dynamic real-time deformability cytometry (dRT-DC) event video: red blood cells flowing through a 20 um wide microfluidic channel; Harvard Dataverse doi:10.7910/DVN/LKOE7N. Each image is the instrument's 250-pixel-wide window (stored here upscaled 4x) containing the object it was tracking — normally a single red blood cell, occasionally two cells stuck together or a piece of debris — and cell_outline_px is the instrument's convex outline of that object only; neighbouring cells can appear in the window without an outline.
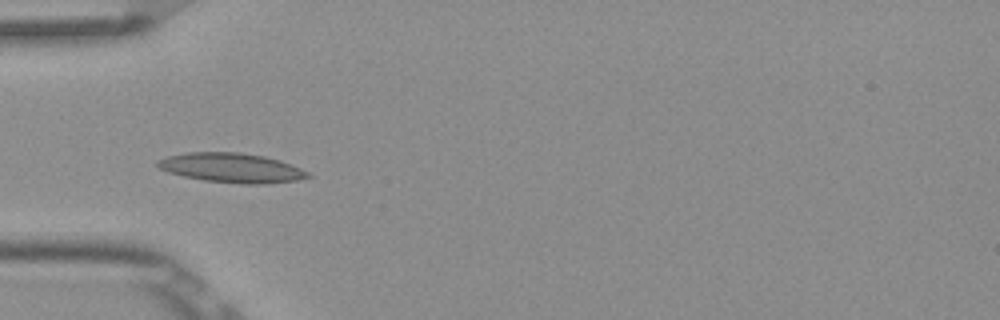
{"species": "Egyptian fruit bat (a non-hibernating species)", "species_latin": "Rousettus aegyptiacus", "temperature_condition": "room temperature", "stored_images_in_passage": 7, "camera_frame_rate_fps": 3000, "um_per_image_px": 0.085, "frame": {"image": 1, "passage_image": 4, "time_ms": 1.0, "image_size_px": [1000, 320], "cell_outline_px": [[312, 176], [296, 180], [264, 184], [244, 184], [204, 180], [184, 176], [168, 172], [160, 168], [156, 164], [156, 160], [168, 156], [188, 152], [240, 152], [264, 156], [280, 160], [300, 168], [308, 172]], "centroid_in_image_um": [19.68, 14.26], "position_along_channel_um": 65.3, "area_um2": 25.72}}
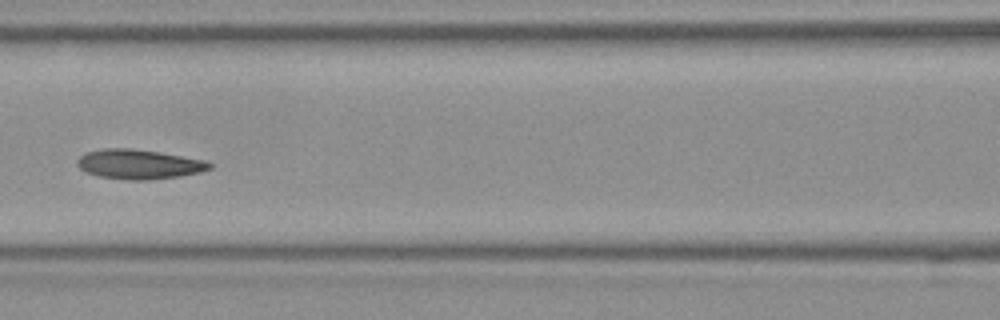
{"frame": {"image": 2, "passage_image": 6, "time_ms": 1.667, "image_size_px": [1000, 320], "cell_outline_px": [[212, 168], [200, 172], [180, 176], [148, 180], [128, 180], [100, 176], [88, 172], [80, 168], [76, 164], [76, 160], [80, 156], [88, 152], [104, 148], [128, 148], [160, 152], [204, 160], [212, 164]], "centroid_in_image_um": [11.82, 13.96], "position_along_channel_um": 154.8, "area_um2": 22.66}}
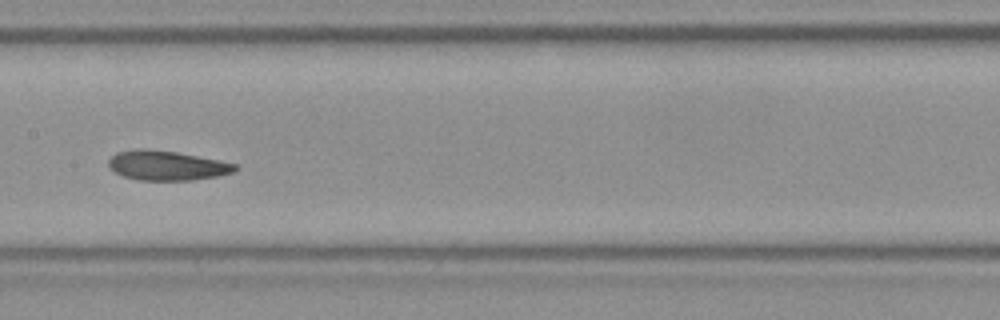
{"frame": {"image": 3, "passage_image": 7, "time_ms": 2.0, "image_size_px": [1000, 320], "cell_outline_px": [[240, 168], [232, 172], [216, 176], [192, 180], [136, 180], [124, 176], [108, 168], [108, 160], [116, 152], [136, 148], [144, 148], [176, 152], [236, 164]], "centroid_in_image_um": [14.12, 14.06], "position_along_channel_um": 193.3, "area_um2": 21.73}}